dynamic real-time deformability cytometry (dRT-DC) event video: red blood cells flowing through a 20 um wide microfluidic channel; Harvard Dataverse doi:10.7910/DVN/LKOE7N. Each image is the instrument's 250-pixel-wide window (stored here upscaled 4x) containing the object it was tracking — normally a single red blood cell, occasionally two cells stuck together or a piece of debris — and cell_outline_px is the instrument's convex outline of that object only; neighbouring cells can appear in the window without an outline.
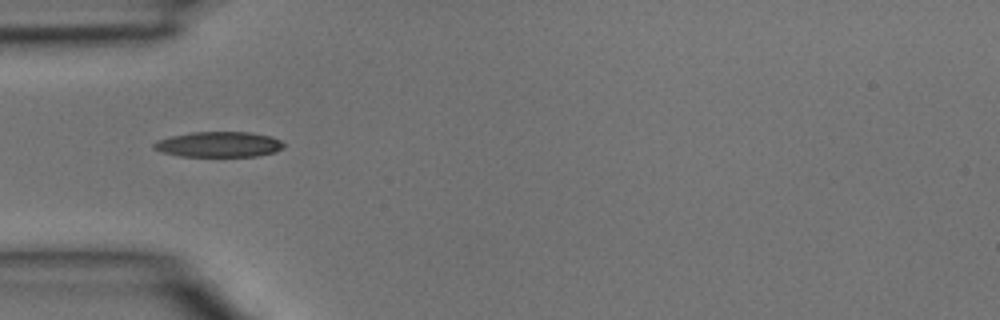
{"species": "common noctule bat (a hibernating species)", "species_latin": "Nyctalus noctula", "temperature_condition": "room temperature", "stored_images_in_passage": 4, "camera_frame_rate_fps": 3000, "um_per_image_px": 0.085, "animal": {"sex": "male", "body_mass_g": 15.6}, "frame": {"image": 1, "passage_image": 3, "time_ms": 0.667, "image_size_px": [1000, 320], "cell_outline_px": [[284, 148], [276, 152], [256, 156], [180, 156], [160, 152], [152, 148], [152, 144], [156, 140], [172, 136], [192, 132], [252, 132], [272, 136], [280, 140], [284, 144]], "centroid_in_image_um": [18.6, 12.27], "position_along_channel_um": 66.4, "area_um2": 19.42}}